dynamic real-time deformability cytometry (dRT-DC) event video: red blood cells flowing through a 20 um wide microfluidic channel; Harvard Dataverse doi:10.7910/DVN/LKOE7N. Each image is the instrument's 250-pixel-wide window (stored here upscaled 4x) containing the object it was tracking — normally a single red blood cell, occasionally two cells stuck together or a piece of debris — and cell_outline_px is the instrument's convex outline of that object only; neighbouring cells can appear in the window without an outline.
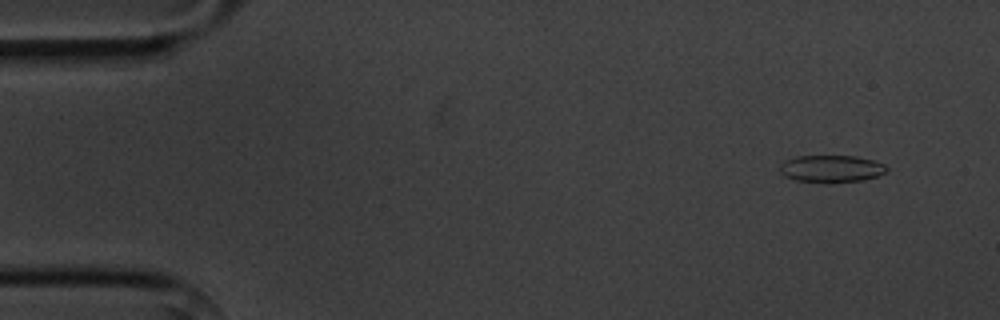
{"species": "common noctule bat (a hibernating species)", "species_latin": "Nyctalus noctula", "temperature_condition": "cold", "stored_images_in_passage": 4, "camera_frame_rate_fps": 3000, "um_per_image_px": 0.085, "animal": {"sex": "male", "body_mass_g": 20.1, "forearm_length_mm": 53.5}, "frame": {"image": 1, "passage_image": 1, "time_ms": 0.0, "image_size_px": [1000, 320], "cell_outline_px": [[888, 172], [864, 180], [832, 184], [796, 180], [784, 176], [780, 172], [780, 164], [784, 160], [796, 156], [856, 156], [872, 160], [884, 164], [888, 168]], "centroid_in_image_um": [70.66, 14.36], "position_along_channel_um": 14.3, "area_um2": 17.28}}